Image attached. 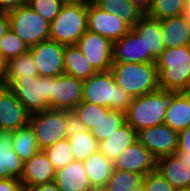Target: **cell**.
<instances>
[{
	"label": "cell",
	"mask_w": 190,
	"mask_h": 191,
	"mask_svg": "<svg viewBox=\"0 0 190 191\" xmlns=\"http://www.w3.org/2000/svg\"><path fill=\"white\" fill-rule=\"evenodd\" d=\"M177 191H190V188H188V189H178Z\"/></svg>",
	"instance_id": "obj_52"
},
{
	"label": "cell",
	"mask_w": 190,
	"mask_h": 191,
	"mask_svg": "<svg viewBox=\"0 0 190 191\" xmlns=\"http://www.w3.org/2000/svg\"><path fill=\"white\" fill-rule=\"evenodd\" d=\"M54 182L60 191H89L92 186L81 161H74L55 173Z\"/></svg>",
	"instance_id": "obj_22"
},
{
	"label": "cell",
	"mask_w": 190,
	"mask_h": 191,
	"mask_svg": "<svg viewBox=\"0 0 190 191\" xmlns=\"http://www.w3.org/2000/svg\"><path fill=\"white\" fill-rule=\"evenodd\" d=\"M55 77H20L9 88L30 113L52 109V89Z\"/></svg>",
	"instance_id": "obj_6"
},
{
	"label": "cell",
	"mask_w": 190,
	"mask_h": 191,
	"mask_svg": "<svg viewBox=\"0 0 190 191\" xmlns=\"http://www.w3.org/2000/svg\"><path fill=\"white\" fill-rule=\"evenodd\" d=\"M0 191H24L21 181L16 178H0Z\"/></svg>",
	"instance_id": "obj_41"
},
{
	"label": "cell",
	"mask_w": 190,
	"mask_h": 191,
	"mask_svg": "<svg viewBox=\"0 0 190 191\" xmlns=\"http://www.w3.org/2000/svg\"><path fill=\"white\" fill-rule=\"evenodd\" d=\"M164 124L177 132L190 126V92H171Z\"/></svg>",
	"instance_id": "obj_21"
},
{
	"label": "cell",
	"mask_w": 190,
	"mask_h": 191,
	"mask_svg": "<svg viewBox=\"0 0 190 191\" xmlns=\"http://www.w3.org/2000/svg\"><path fill=\"white\" fill-rule=\"evenodd\" d=\"M133 97L116 84L112 72H96L83 81L82 101L126 113Z\"/></svg>",
	"instance_id": "obj_2"
},
{
	"label": "cell",
	"mask_w": 190,
	"mask_h": 191,
	"mask_svg": "<svg viewBox=\"0 0 190 191\" xmlns=\"http://www.w3.org/2000/svg\"><path fill=\"white\" fill-rule=\"evenodd\" d=\"M89 191H110L107 185L105 186H94Z\"/></svg>",
	"instance_id": "obj_48"
},
{
	"label": "cell",
	"mask_w": 190,
	"mask_h": 191,
	"mask_svg": "<svg viewBox=\"0 0 190 191\" xmlns=\"http://www.w3.org/2000/svg\"><path fill=\"white\" fill-rule=\"evenodd\" d=\"M101 10L118 15L131 27L144 15L130 0H92Z\"/></svg>",
	"instance_id": "obj_27"
},
{
	"label": "cell",
	"mask_w": 190,
	"mask_h": 191,
	"mask_svg": "<svg viewBox=\"0 0 190 191\" xmlns=\"http://www.w3.org/2000/svg\"><path fill=\"white\" fill-rule=\"evenodd\" d=\"M156 158L138 141L125 148L114 161V169L149 174L156 169Z\"/></svg>",
	"instance_id": "obj_15"
},
{
	"label": "cell",
	"mask_w": 190,
	"mask_h": 191,
	"mask_svg": "<svg viewBox=\"0 0 190 191\" xmlns=\"http://www.w3.org/2000/svg\"><path fill=\"white\" fill-rule=\"evenodd\" d=\"M143 14H147L152 7L153 0H130Z\"/></svg>",
	"instance_id": "obj_45"
},
{
	"label": "cell",
	"mask_w": 190,
	"mask_h": 191,
	"mask_svg": "<svg viewBox=\"0 0 190 191\" xmlns=\"http://www.w3.org/2000/svg\"><path fill=\"white\" fill-rule=\"evenodd\" d=\"M28 50L29 47L25 42L11 29L0 39V53L6 61L16 58Z\"/></svg>",
	"instance_id": "obj_36"
},
{
	"label": "cell",
	"mask_w": 190,
	"mask_h": 191,
	"mask_svg": "<svg viewBox=\"0 0 190 191\" xmlns=\"http://www.w3.org/2000/svg\"><path fill=\"white\" fill-rule=\"evenodd\" d=\"M83 165L92 187L107 185L114 171V162L100 151L91 154L83 161Z\"/></svg>",
	"instance_id": "obj_25"
},
{
	"label": "cell",
	"mask_w": 190,
	"mask_h": 191,
	"mask_svg": "<svg viewBox=\"0 0 190 191\" xmlns=\"http://www.w3.org/2000/svg\"><path fill=\"white\" fill-rule=\"evenodd\" d=\"M10 29L9 13L6 11H0V39Z\"/></svg>",
	"instance_id": "obj_43"
},
{
	"label": "cell",
	"mask_w": 190,
	"mask_h": 191,
	"mask_svg": "<svg viewBox=\"0 0 190 191\" xmlns=\"http://www.w3.org/2000/svg\"><path fill=\"white\" fill-rule=\"evenodd\" d=\"M147 191H177L158 170H154L143 177Z\"/></svg>",
	"instance_id": "obj_38"
},
{
	"label": "cell",
	"mask_w": 190,
	"mask_h": 191,
	"mask_svg": "<svg viewBox=\"0 0 190 191\" xmlns=\"http://www.w3.org/2000/svg\"><path fill=\"white\" fill-rule=\"evenodd\" d=\"M13 148L23 162L28 161L40 150L37 146L36 136L29 124L13 131Z\"/></svg>",
	"instance_id": "obj_29"
},
{
	"label": "cell",
	"mask_w": 190,
	"mask_h": 191,
	"mask_svg": "<svg viewBox=\"0 0 190 191\" xmlns=\"http://www.w3.org/2000/svg\"><path fill=\"white\" fill-rule=\"evenodd\" d=\"M143 175L126 171L114 169L107 187L110 191H133V189L143 182Z\"/></svg>",
	"instance_id": "obj_32"
},
{
	"label": "cell",
	"mask_w": 190,
	"mask_h": 191,
	"mask_svg": "<svg viewBox=\"0 0 190 191\" xmlns=\"http://www.w3.org/2000/svg\"><path fill=\"white\" fill-rule=\"evenodd\" d=\"M137 140L156 158L173 155L178 148V132L162 124L137 132Z\"/></svg>",
	"instance_id": "obj_12"
},
{
	"label": "cell",
	"mask_w": 190,
	"mask_h": 191,
	"mask_svg": "<svg viewBox=\"0 0 190 191\" xmlns=\"http://www.w3.org/2000/svg\"><path fill=\"white\" fill-rule=\"evenodd\" d=\"M83 81L62 74L55 77L52 89V109L74 111L82 101Z\"/></svg>",
	"instance_id": "obj_14"
},
{
	"label": "cell",
	"mask_w": 190,
	"mask_h": 191,
	"mask_svg": "<svg viewBox=\"0 0 190 191\" xmlns=\"http://www.w3.org/2000/svg\"><path fill=\"white\" fill-rule=\"evenodd\" d=\"M95 73L96 71L91 67L88 60L76 45L65 46L64 74L85 81Z\"/></svg>",
	"instance_id": "obj_26"
},
{
	"label": "cell",
	"mask_w": 190,
	"mask_h": 191,
	"mask_svg": "<svg viewBox=\"0 0 190 191\" xmlns=\"http://www.w3.org/2000/svg\"><path fill=\"white\" fill-rule=\"evenodd\" d=\"M156 170L177 190L190 188V166L175 154L158 158Z\"/></svg>",
	"instance_id": "obj_23"
},
{
	"label": "cell",
	"mask_w": 190,
	"mask_h": 191,
	"mask_svg": "<svg viewBox=\"0 0 190 191\" xmlns=\"http://www.w3.org/2000/svg\"><path fill=\"white\" fill-rule=\"evenodd\" d=\"M55 171L75 161L68 138L62 139L44 149Z\"/></svg>",
	"instance_id": "obj_31"
},
{
	"label": "cell",
	"mask_w": 190,
	"mask_h": 191,
	"mask_svg": "<svg viewBox=\"0 0 190 191\" xmlns=\"http://www.w3.org/2000/svg\"><path fill=\"white\" fill-rule=\"evenodd\" d=\"M136 140L137 132L125 122L106 139L99 142V151L114 162L125 148L132 145Z\"/></svg>",
	"instance_id": "obj_24"
},
{
	"label": "cell",
	"mask_w": 190,
	"mask_h": 191,
	"mask_svg": "<svg viewBox=\"0 0 190 191\" xmlns=\"http://www.w3.org/2000/svg\"><path fill=\"white\" fill-rule=\"evenodd\" d=\"M88 30V2L64 3L50 23V40L65 46L76 45Z\"/></svg>",
	"instance_id": "obj_5"
},
{
	"label": "cell",
	"mask_w": 190,
	"mask_h": 191,
	"mask_svg": "<svg viewBox=\"0 0 190 191\" xmlns=\"http://www.w3.org/2000/svg\"><path fill=\"white\" fill-rule=\"evenodd\" d=\"M55 169L44 150H39L28 161L24 162L21 184L23 190L38 184L54 182Z\"/></svg>",
	"instance_id": "obj_17"
},
{
	"label": "cell",
	"mask_w": 190,
	"mask_h": 191,
	"mask_svg": "<svg viewBox=\"0 0 190 191\" xmlns=\"http://www.w3.org/2000/svg\"><path fill=\"white\" fill-rule=\"evenodd\" d=\"M110 110L111 109L104 106L81 101L74 109V112L79 116L81 121L86 124L87 129L91 130Z\"/></svg>",
	"instance_id": "obj_35"
},
{
	"label": "cell",
	"mask_w": 190,
	"mask_h": 191,
	"mask_svg": "<svg viewBox=\"0 0 190 191\" xmlns=\"http://www.w3.org/2000/svg\"><path fill=\"white\" fill-rule=\"evenodd\" d=\"M175 155L178 157V159L181 160V162H185L187 165L190 166V156H187L184 152H181L179 150L175 151Z\"/></svg>",
	"instance_id": "obj_47"
},
{
	"label": "cell",
	"mask_w": 190,
	"mask_h": 191,
	"mask_svg": "<svg viewBox=\"0 0 190 191\" xmlns=\"http://www.w3.org/2000/svg\"><path fill=\"white\" fill-rule=\"evenodd\" d=\"M88 130L86 124L81 121L74 111H66V138L72 137L79 132Z\"/></svg>",
	"instance_id": "obj_39"
},
{
	"label": "cell",
	"mask_w": 190,
	"mask_h": 191,
	"mask_svg": "<svg viewBox=\"0 0 190 191\" xmlns=\"http://www.w3.org/2000/svg\"><path fill=\"white\" fill-rule=\"evenodd\" d=\"M6 68L7 61L3 58L2 54L0 53V86H4L6 80Z\"/></svg>",
	"instance_id": "obj_46"
},
{
	"label": "cell",
	"mask_w": 190,
	"mask_h": 191,
	"mask_svg": "<svg viewBox=\"0 0 190 191\" xmlns=\"http://www.w3.org/2000/svg\"><path fill=\"white\" fill-rule=\"evenodd\" d=\"M76 46L96 72L110 70L113 63V43L109 39L87 30Z\"/></svg>",
	"instance_id": "obj_9"
},
{
	"label": "cell",
	"mask_w": 190,
	"mask_h": 191,
	"mask_svg": "<svg viewBox=\"0 0 190 191\" xmlns=\"http://www.w3.org/2000/svg\"><path fill=\"white\" fill-rule=\"evenodd\" d=\"M171 91L157 90L133 98L125 113L126 123L136 132L152 126L164 124Z\"/></svg>",
	"instance_id": "obj_4"
},
{
	"label": "cell",
	"mask_w": 190,
	"mask_h": 191,
	"mask_svg": "<svg viewBox=\"0 0 190 191\" xmlns=\"http://www.w3.org/2000/svg\"><path fill=\"white\" fill-rule=\"evenodd\" d=\"M113 63H145L143 39L133 29L113 43Z\"/></svg>",
	"instance_id": "obj_19"
},
{
	"label": "cell",
	"mask_w": 190,
	"mask_h": 191,
	"mask_svg": "<svg viewBox=\"0 0 190 191\" xmlns=\"http://www.w3.org/2000/svg\"><path fill=\"white\" fill-rule=\"evenodd\" d=\"M125 122V113L110 110L90 131L100 142L111 135L117 128H120Z\"/></svg>",
	"instance_id": "obj_33"
},
{
	"label": "cell",
	"mask_w": 190,
	"mask_h": 191,
	"mask_svg": "<svg viewBox=\"0 0 190 191\" xmlns=\"http://www.w3.org/2000/svg\"><path fill=\"white\" fill-rule=\"evenodd\" d=\"M29 51L39 76L58 77L64 74L65 45L49 39L29 47Z\"/></svg>",
	"instance_id": "obj_10"
},
{
	"label": "cell",
	"mask_w": 190,
	"mask_h": 191,
	"mask_svg": "<svg viewBox=\"0 0 190 191\" xmlns=\"http://www.w3.org/2000/svg\"><path fill=\"white\" fill-rule=\"evenodd\" d=\"M30 113L14 92L7 86H0V130L16 131L29 123Z\"/></svg>",
	"instance_id": "obj_13"
},
{
	"label": "cell",
	"mask_w": 190,
	"mask_h": 191,
	"mask_svg": "<svg viewBox=\"0 0 190 191\" xmlns=\"http://www.w3.org/2000/svg\"><path fill=\"white\" fill-rule=\"evenodd\" d=\"M24 162L13 148V132L0 130V178L21 179Z\"/></svg>",
	"instance_id": "obj_18"
},
{
	"label": "cell",
	"mask_w": 190,
	"mask_h": 191,
	"mask_svg": "<svg viewBox=\"0 0 190 191\" xmlns=\"http://www.w3.org/2000/svg\"><path fill=\"white\" fill-rule=\"evenodd\" d=\"M133 191H147L146 186L144 185V183L142 182L141 184H139L138 186H136Z\"/></svg>",
	"instance_id": "obj_50"
},
{
	"label": "cell",
	"mask_w": 190,
	"mask_h": 191,
	"mask_svg": "<svg viewBox=\"0 0 190 191\" xmlns=\"http://www.w3.org/2000/svg\"><path fill=\"white\" fill-rule=\"evenodd\" d=\"M8 13L10 29L14 31L28 47L50 39V24L28 5L14 9Z\"/></svg>",
	"instance_id": "obj_7"
},
{
	"label": "cell",
	"mask_w": 190,
	"mask_h": 191,
	"mask_svg": "<svg viewBox=\"0 0 190 191\" xmlns=\"http://www.w3.org/2000/svg\"><path fill=\"white\" fill-rule=\"evenodd\" d=\"M24 191H60L55 182L27 187Z\"/></svg>",
	"instance_id": "obj_44"
},
{
	"label": "cell",
	"mask_w": 190,
	"mask_h": 191,
	"mask_svg": "<svg viewBox=\"0 0 190 191\" xmlns=\"http://www.w3.org/2000/svg\"><path fill=\"white\" fill-rule=\"evenodd\" d=\"M64 3H74V2H88L91 0H62Z\"/></svg>",
	"instance_id": "obj_51"
},
{
	"label": "cell",
	"mask_w": 190,
	"mask_h": 191,
	"mask_svg": "<svg viewBox=\"0 0 190 191\" xmlns=\"http://www.w3.org/2000/svg\"><path fill=\"white\" fill-rule=\"evenodd\" d=\"M132 29L143 39L145 45V63L156 62L165 50L160 20L144 14Z\"/></svg>",
	"instance_id": "obj_16"
},
{
	"label": "cell",
	"mask_w": 190,
	"mask_h": 191,
	"mask_svg": "<svg viewBox=\"0 0 190 191\" xmlns=\"http://www.w3.org/2000/svg\"><path fill=\"white\" fill-rule=\"evenodd\" d=\"M160 24L165 49L190 46V20L186 15L160 20Z\"/></svg>",
	"instance_id": "obj_20"
},
{
	"label": "cell",
	"mask_w": 190,
	"mask_h": 191,
	"mask_svg": "<svg viewBox=\"0 0 190 191\" xmlns=\"http://www.w3.org/2000/svg\"><path fill=\"white\" fill-rule=\"evenodd\" d=\"M40 150L65 139L66 111L47 109L30 114L29 123Z\"/></svg>",
	"instance_id": "obj_8"
},
{
	"label": "cell",
	"mask_w": 190,
	"mask_h": 191,
	"mask_svg": "<svg viewBox=\"0 0 190 191\" xmlns=\"http://www.w3.org/2000/svg\"><path fill=\"white\" fill-rule=\"evenodd\" d=\"M25 5H28V0H0V11L10 12Z\"/></svg>",
	"instance_id": "obj_42"
},
{
	"label": "cell",
	"mask_w": 190,
	"mask_h": 191,
	"mask_svg": "<svg viewBox=\"0 0 190 191\" xmlns=\"http://www.w3.org/2000/svg\"><path fill=\"white\" fill-rule=\"evenodd\" d=\"M184 15H186L190 20V0H186Z\"/></svg>",
	"instance_id": "obj_49"
},
{
	"label": "cell",
	"mask_w": 190,
	"mask_h": 191,
	"mask_svg": "<svg viewBox=\"0 0 190 191\" xmlns=\"http://www.w3.org/2000/svg\"><path fill=\"white\" fill-rule=\"evenodd\" d=\"M110 71L116 84L133 98L160 89L156 62L112 63Z\"/></svg>",
	"instance_id": "obj_3"
},
{
	"label": "cell",
	"mask_w": 190,
	"mask_h": 191,
	"mask_svg": "<svg viewBox=\"0 0 190 191\" xmlns=\"http://www.w3.org/2000/svg\"><path fill=\"white\" fill-rule=\"evenodd\" d=\"M63 5L62 0H28V6L49 24L57 17Z\"/></svg>",
	"instance_id": "obj_37"
},
{
	"label": "cell",
	"mask_w": 190,
	"mask_h": 191,
	"mask_svg": "<svg viewBox=\"0 0 190 191\" xmlns=\"http://www.w3.org/2000/svg\"><path fill=\"white\" fill-rule=\"evenodd\" d=\"M177 150L184 152L187 156H190V126L178 132Z\"/></svg>",
	"instance_id": "obj_40"
},
{
	"label": "cell",
	"mask_w": 190,
	"mask_h": 191,
	"mask_svg": "<svg viewBox=\"0 0 190 191\" xmlns=\"http://www.w3.org/2000/svg\"><path fill=\"white\" fill-rule=\"evenodd\" d=\"M161 90L190 92V46L165 49L156 59Z\"/></svg>",
	"instance_id": "obj_1"
},
{
	"label": "cell",
	"mask_w": 190,
	"mask_h": 191,
	"mask_svg": "<svg viewBox=\"0 0 190 191\" xmlns=\"http://www.w3.org/2000/svg\"><path fill=\"white\" fill-rule=\"evenodd\" d=\"M68 139L75 161L83 162L91 154L99 151V141L90 130L79 132Z\"/></svg>",
	"instance_id": "obj_30"
},
{
	"label": "cell",
	"mask_w": 190,
	"mask_h": 191,
	"mask_svg": "<svg viewBox=\"0 0 190 191\" xmlns=\"http://www.w3.org/2000/svg\"><path fill=\"white\" fill-rule=\"evenodd\" d=\"M32 76L39 75L33 56L28 50L20 56L7 61L6 80L4 86L9 87L16 79L20 77Z\"/></svg>",
	"instance_id": "obj_28"
},
{
	"label": "cell",
	"mask_w": 190,
	"mask_h": 191,
	"mask_svg": "<svg viewBox=\"0 0 190 191\" xmlns=\"http://www.w3.org/2000/svg\"><path fill=\"white\" fill-rule=\"evenodd\" d=\"M132 27L118 15L101 10L88 1V30L102 35L112 43L120 40Z\"/></svg>",
	"instance_id": "obj_11"
},
{
	"label": "cell",
	"mask_w": 190,
	"mask_h": 191,
	"mask_svg": "<svg viewBox=\"0 0 190 191\" xmlns=\"http://www.w3.org/2000/svg\"><path fill=\"white\" fill-rule=\"evenodd\" d=\"M186 0H153L148 16L163 20L184 14Z\"/></svg>",
	"instance_id": "obj_34"
}]
</instances>
